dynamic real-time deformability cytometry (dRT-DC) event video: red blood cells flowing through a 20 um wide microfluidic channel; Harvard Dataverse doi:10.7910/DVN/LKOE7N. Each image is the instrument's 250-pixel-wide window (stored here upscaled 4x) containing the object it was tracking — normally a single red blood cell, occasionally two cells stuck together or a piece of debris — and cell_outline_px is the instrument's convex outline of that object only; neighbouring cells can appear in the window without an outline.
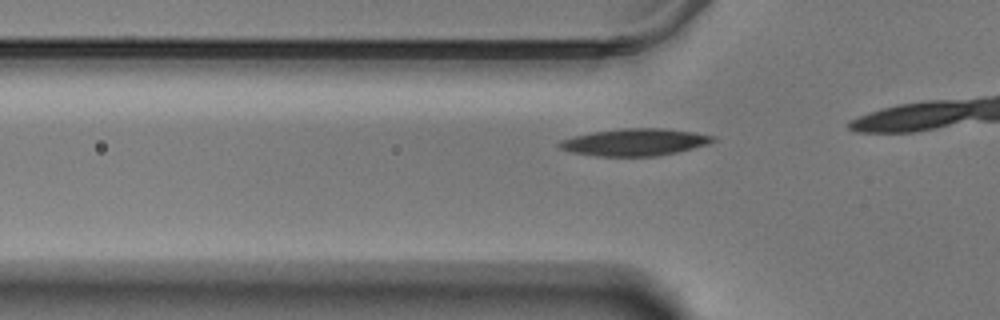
{"species": "Egyptian fruit bat (a non-hibernating species)", "species_latin": "Rousettus aegyptiacus", "temperature_condition": "warm", "stored_images_in_passage": 20, "camera_frame_rate_fps": 3000, "um_per_image_px": 0.085, "animal": {"sex": "male"}, "frame": {"image": 1, "passage_image": 14, "time_ms": 4.333, "image_size_px": [1000, 320], "cell_outline_px": [[716, 140], [692, 148], [676, 152], [656, 156], [600, 156], [572, 152], [560, 148], [556, 144], [560, 140], [592, 132], [620, 128], [664, 128], [692, 132], [716, 136]], "centroid_in_image_um": [53.93, 12.08], "position_along_channel_um": 71.9, "area_um2": 23.99}}
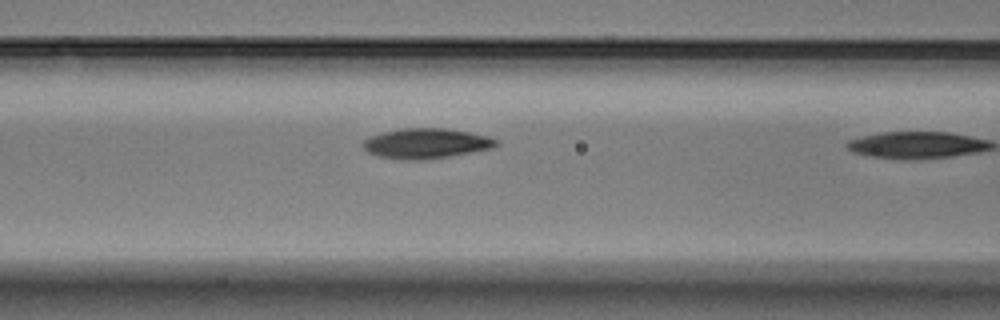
{"frame": {"image": 2, "passage_image": 19, "time_ms": 6.0, "image_size_px": [1000, 320], "cell_outline_px": [[500, 144], [496, 148], [424, 160], [404, 160], [376, 156], [368, 152], [364, 148], [364, 140], [368, 136], [400, 128], [444, 128], [468, 132], [488, 136], [500, 140]], "centroid_in_image_um": [36.26, 12.19], "position_along_channel_um": 130.3, "area_um2": 23.58}}